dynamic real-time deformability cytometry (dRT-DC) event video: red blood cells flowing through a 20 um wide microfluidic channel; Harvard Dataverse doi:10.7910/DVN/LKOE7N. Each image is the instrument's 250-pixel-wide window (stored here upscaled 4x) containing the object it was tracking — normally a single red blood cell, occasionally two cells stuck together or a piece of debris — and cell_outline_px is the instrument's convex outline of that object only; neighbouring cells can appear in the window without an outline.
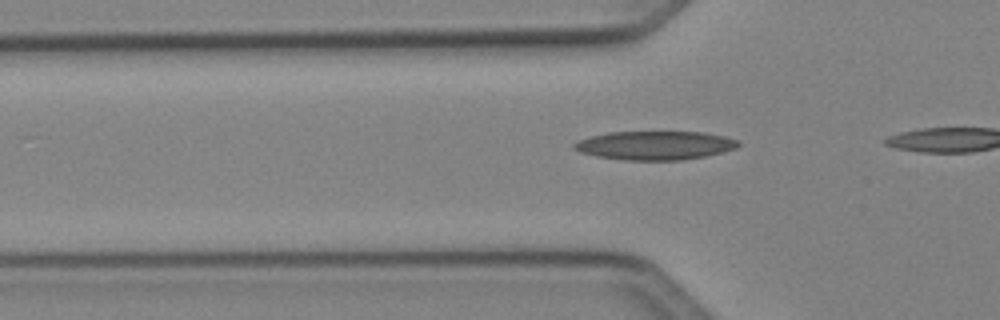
{"species": "Egyptian fruit bat (a non-hibernating species)", "species_latin": "Rousettus aegyptiacus", "temperature_condition": "cold", "stored_images_in_passage": 5, "camera_frame_rate_fps": 3000, "um_per_image_px": 0.085, "animal": {"sex": "female"}, "frame": {"image": 1, "passage_image": 3, "time_ms": 0.667, "image_size_px": [1000, 320], "cell_outline_px": [[740, 144], [736, 148], [724, 152], [684, 160], [624, 160], [596, 156], [580, 152], [572, 148], [572, 144], [576, 140], [608, 132], [700, 132], [724, 136], [740, 140]], "centroid_in_image_um": [55.66, 12.36], "position_along_channel_um": 70.1, "area_um2": 27.63}}